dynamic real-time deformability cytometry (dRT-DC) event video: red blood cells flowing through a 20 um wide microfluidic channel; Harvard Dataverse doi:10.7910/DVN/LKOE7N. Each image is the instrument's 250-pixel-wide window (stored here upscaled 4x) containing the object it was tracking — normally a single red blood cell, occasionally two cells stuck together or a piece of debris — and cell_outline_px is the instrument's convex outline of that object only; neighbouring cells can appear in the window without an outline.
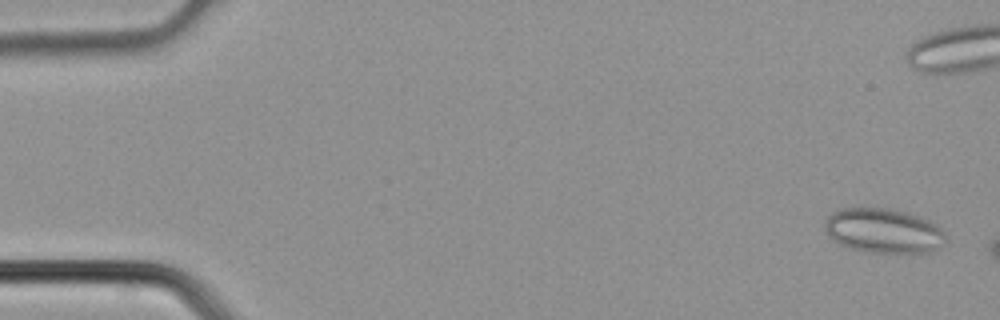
{"species": "common noctule bat (a hibernating species)", "species_latin": "Nyctalus noctula", "temperature_condition": "cold", "stored_images_in_passage": 4, "camera_frame_rate_fps": 3000, "um_per_image_px": 0.085, "animal": {"sex": "male", "body_mass_g": 21.5, "forearm_length_mm": 52.0}, "frame": {"image": 1, "passage_image": 1, "time_ms": 0.0, "image_size_px": [1000, 320], "cell_outline_px": [[944, 240], [940, 244], [928, 252], [872, 252], [852, 248], [840, 244], [828, 236], [824, 232], [824, 224], [828, 216], [832, 212], [840, 208], [888, 208], [908, 212], [936, 224], [944, 232]], "centroid_in_image_um": [75.03, 19.59], "position_along_channel_um": 10.0, "area_um2": 31.04}}